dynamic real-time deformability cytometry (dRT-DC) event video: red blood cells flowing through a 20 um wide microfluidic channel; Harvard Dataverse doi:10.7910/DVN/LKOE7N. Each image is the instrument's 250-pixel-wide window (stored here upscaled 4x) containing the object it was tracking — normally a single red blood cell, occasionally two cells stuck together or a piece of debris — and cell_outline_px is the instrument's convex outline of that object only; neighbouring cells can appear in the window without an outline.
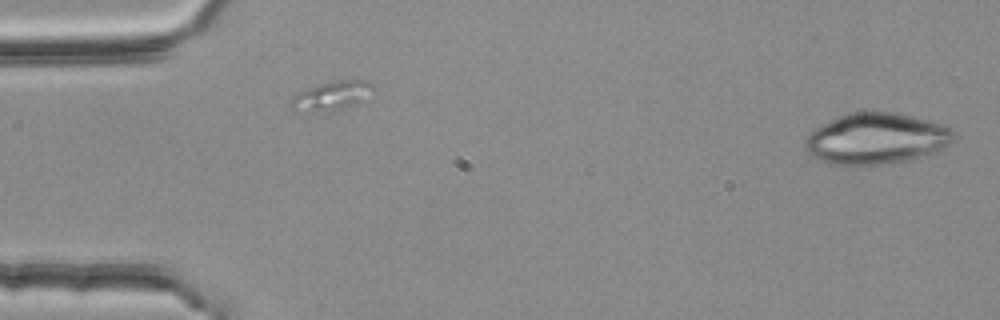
{"species": "common noctule bat (a hibernating species)", "species_latin": "Nyctalus noctula", "temperature_condition": "room temperature", "stored_images_in_passage": 53, "camera_frame_rate_fps": 3000, "um_per_image_px": 0.085, "animal": {"sex": "female", "body_mass_g": 25.1}, "frame": {"image": 1, "passage_image": 1, "time_ms": 0.0, "image_size_px": [1000, 320], "cell_outline_px": [[952, 140], [940, 152], [880, 164], [836, 164], [812, 156], [804, 148], [804, 140], [816, 128], [840, 116], [852, 112], [896, 112], [912, 116], [948, 128], [952, 132]], "centroid_in_image_um": [74.45, 11.77], "position_along_channel_um": 10.5, "area_um2": 42.89}}
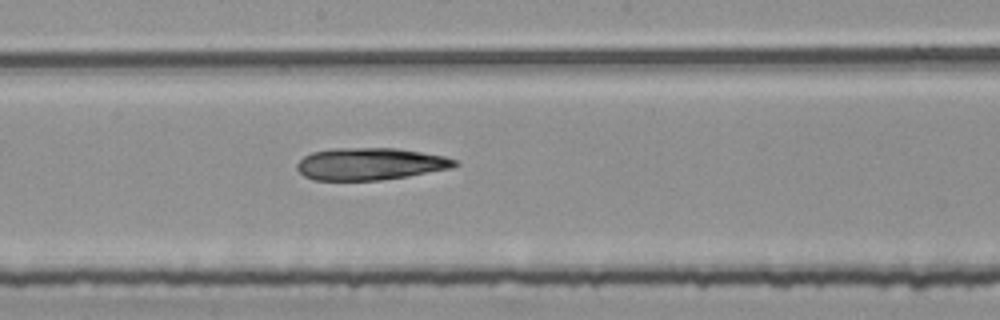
{"frame": {"image": 2, "passage_image": 28, "time_ms": 9.0, "image_size_px": [1000, 320], "cell_outline_px": [[460, 164], [452, 168], [408, 176], [380, 180], [312, 180], [304, 176], [296, 168], [296, 164], [304, 156], [312, 152], [332, 148], [396, 148], [444, 156], [456, 160]], "centroid_in_image_um": [31.45, 13.93], "position_along_channel_um": 216.8, "area_um2": 29.59}}
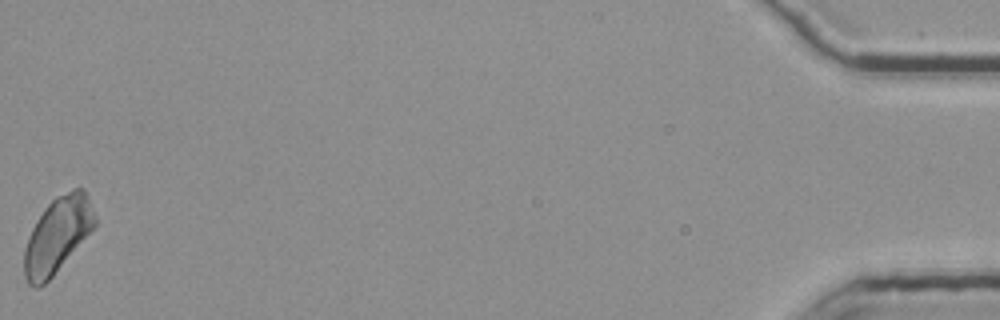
{"frame": {"image": 3, "passage_image": 53, "time_ms": 17.333, "image_size_px": [1000, 320], "cell_outline_px": [[96, 228], [52, 276], [44, 284], [36, 288], [28, 284], [24, 276], [24, 248], [28, 236], [36, 220], [44, 208], [56, 196], [72, 188], [84, 188], [96, 216]], "centroid_in_image_um": [4.9, 19.97], "position_along_channel_um": 430.3, "area_um2": 31.39}}